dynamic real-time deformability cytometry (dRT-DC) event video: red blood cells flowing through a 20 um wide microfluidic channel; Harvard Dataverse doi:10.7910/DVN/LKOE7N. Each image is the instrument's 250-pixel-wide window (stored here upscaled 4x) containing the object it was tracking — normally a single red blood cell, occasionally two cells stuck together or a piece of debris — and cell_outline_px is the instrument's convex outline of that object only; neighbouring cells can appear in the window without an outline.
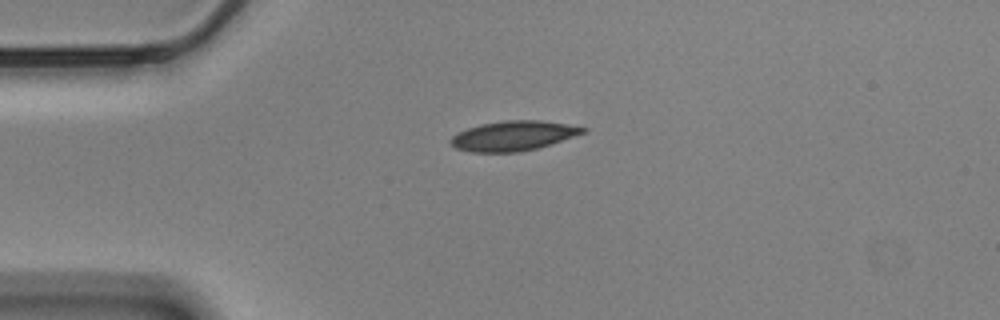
{"species": "Egyptian fruit bat (a non-hibernating species)", "species_latin": "Rousettus aegyptiacus", "temperature_condition": "cold", "stored_images_in_passage": 45, "camera_frame_rate_fps": 3000, "um_per_image_px": 0.085, "animal": {"sex": "male"}, "frame": {"image": 1, "passage_image": 1, "time_ms": 0.0, "image_size_px": [1000, 320], "cell_outline_px": [[588, 132], [536, 148], [520, 152], [472, 152], [456, 148], [448, 140], [452, 136], [468, 128], [480, 124], [504, 120], [540, 120], [588, 128]], "centroid_in_image_um": [43.63, 11.54], "position_along_channel_um": 41.4, "area_um2": 22.77}}
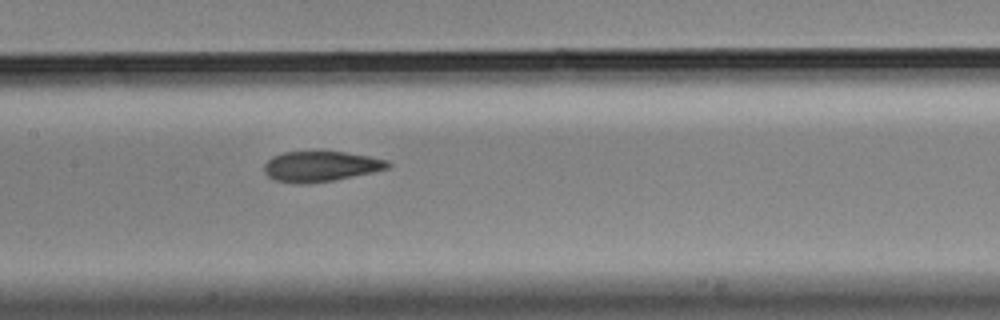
{"frame": {"image": 2, "passage_image": 15, "time_ms": 4.667, "image_size_px": [1000, 320], "cell_outline_px": [[392, 164], [388, 168], [372, 172], [332, 180], [308, 184], [296, 184], [276, 180], [268, 176], [264, 172], [264, 164], [272, 156], [284, 152], [344, 152], [368, 156], [388, 160]], "centroid_in_image_um": [27.24, 14.14], "position_along_channel_um": 180.2, "area_um2": 21.73}}
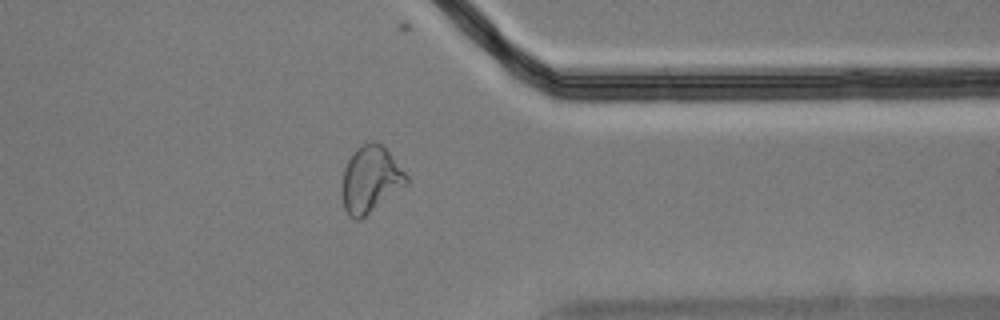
{"frame": {"image": 3, "passage_image": 33, "time_ms": 10.667, "image_size_px": [1000, 320], "cell_outline_px": [[408, 184], [360, 220], [356, 220], [348, 216], [344, 208], [344, 168], [348, 160], [356, 148], [372, 140], [380, 144], [388, 152], [408, 176]], "centroid_in_image_um": [31.51, 15.27], "position_along_channel_um": 379.9, "area_um2": 24.39}, "authors_computed_cell_mechanics": {"area_um2": 23.0044, "velocity_mm_per_s": 3.4602, "shape_relaxation_time_tau1_ms": null, "shape_relaxation_time_tau2_ms": 2.181, "deformation_change_tau1": null, "deformation_change_tau2": 0.0753}}